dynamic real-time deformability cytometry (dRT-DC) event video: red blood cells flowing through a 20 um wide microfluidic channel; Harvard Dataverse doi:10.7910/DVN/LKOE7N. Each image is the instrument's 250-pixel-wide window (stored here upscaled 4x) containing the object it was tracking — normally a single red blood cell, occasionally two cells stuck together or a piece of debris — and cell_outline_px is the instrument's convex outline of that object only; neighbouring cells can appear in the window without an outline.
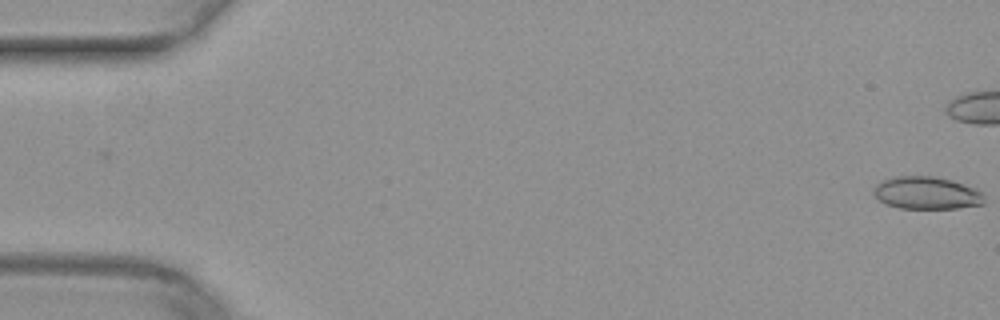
{"species": "common noctule bat (a hibernating species)", "species_latin": "Nyctalus noctula", "temperature_condition": "warm", "stored_images_in_passage": 41, "camera_frame_rate_fps": 3000, "um_per_image_px": 0.085, "animal": {"sex": "female", "body_mass_g": 29.2, "forearm_length_mm": 56.3}, "frame": {"image": 1, "passage_image": 1, "time_ms": 0.0, "image_size_px": [1000, 320], "cell_outline_px": [[984, 204], [956, 208], [900, 208], [884, 204], [872, 192], [876, 184], [880, 180], [892, 176], [936, 176], [952, 180], [976, 188], [984, 196]], "centroid_in_image_um": [78.74, 16.39], "position_along_channel_um": 6.3, "area_um2": 21.15}}
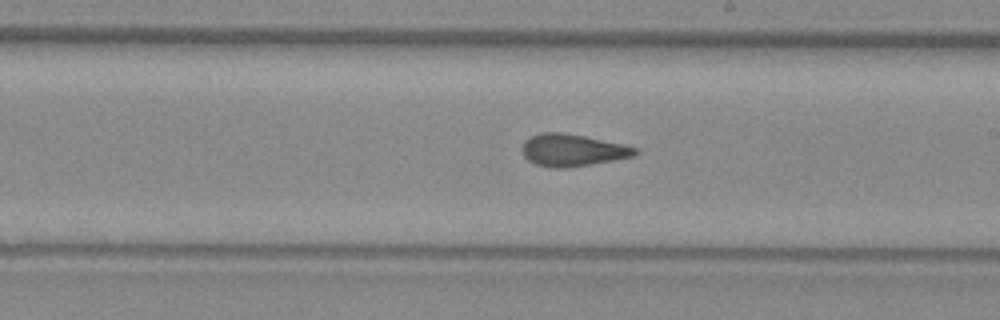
{"frame": {"image": 2, "passage_image": 30, "time_ms": 9.667, "image_size_px": [1000, 320], "cell_outline_px": [[640, 152], [632, 156], [592, 164], [568, 168], [556, 168], [536, 164], [528, 160], [524, 156], [520, 148], [524, 140], [540, 132], [564, 132], [624, 144], [640, 148]], "centroid_in_image_um": [48.65, 12.75], "position_along_channel_um": 240.3, "area_um2": 21.33}}
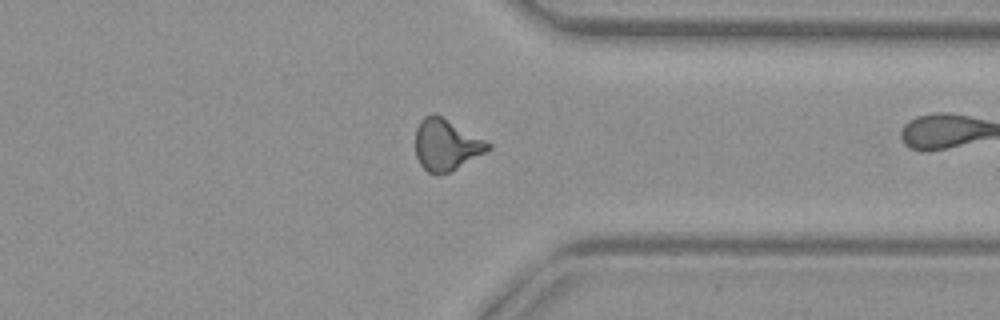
{"frame": {"image": 3, "passage_image": 40, "time_ms": 13.0, "image_size_px": [1000, 320], "cell_outline_px": [[492, 148], [456, 168], [440, 176], [436, 176], [428, 172], [420, 164], [416, 156], [416, 128], [420, 120], [424, 116], [432, 112], [440, 116], [492, 144]], "centroid_in_image_um": [37.89, 12.32], "position_along_channel_um": 373.5, "area_um2": 21.44}}